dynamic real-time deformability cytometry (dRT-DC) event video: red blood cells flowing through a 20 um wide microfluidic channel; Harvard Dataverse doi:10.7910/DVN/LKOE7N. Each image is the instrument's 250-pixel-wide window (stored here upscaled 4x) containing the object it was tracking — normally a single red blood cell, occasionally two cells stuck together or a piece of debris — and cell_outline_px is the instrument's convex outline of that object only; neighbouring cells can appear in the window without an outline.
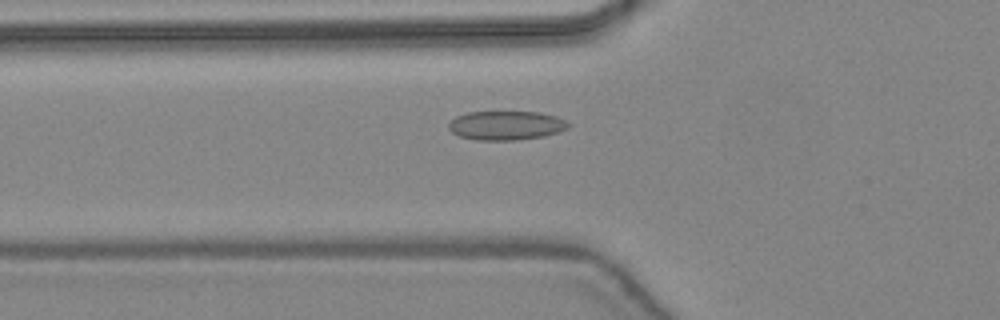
{"species": "common noctule bat (a hibernating species)", "species_latin": "Nyctalus noctula", "temperature_condition": "warm", "stored_images_in_passage": 46, "camera_frame_rate_fps": 3000, "um_per_image_px": 0.085, "animal": {"sex": "female", "body_mass_g": 24.6, "forearm_length_mm": 56.2}, "frame": {"image": 1, "passage_image": 17, "time_ms": 5.333, "image_size_px": [1000, 320], "cell_outline_px": [[568, 128], [544, 136], [516, 140], [476, 140], [460, 136], [452, 132], [448, 128], [448, 124], [456, 116], [468, 112], [540, 112], [556, 116], [564, 120], [568, 124]], "centroid_in_image_um": [42.99, 10.66], "position_along_channel_um": 82.8, "area_um2": 20.11}}
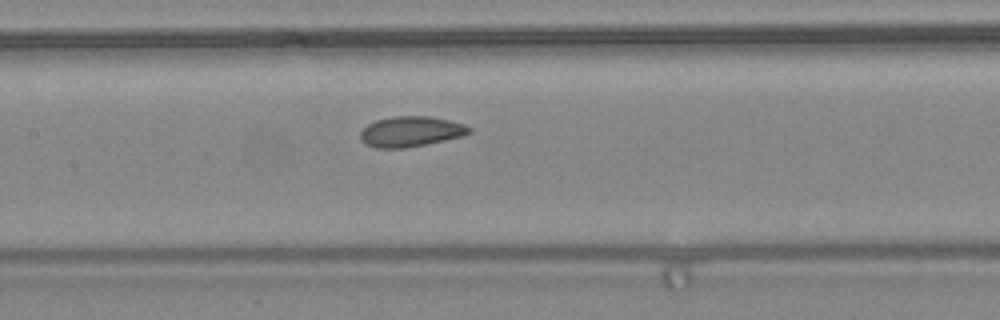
{"frame": {"image": 2, "passage_image": 23, "time_ms": 7.333, "image_size_px": [1000, 320], "cell_outline_px": [[472, 132], [464, 136], [404, 148], [376, 148], [364, 144], [360, 136], [360, 132], [368, 124], [376, 120], [392, 116], [428, 116], [448, 120], [464, 124], [472, 128]], "centroid_in_image_um": [34.92, 11.18], "position_along_channel_um": 172.5, "area_um2": 19.25}}
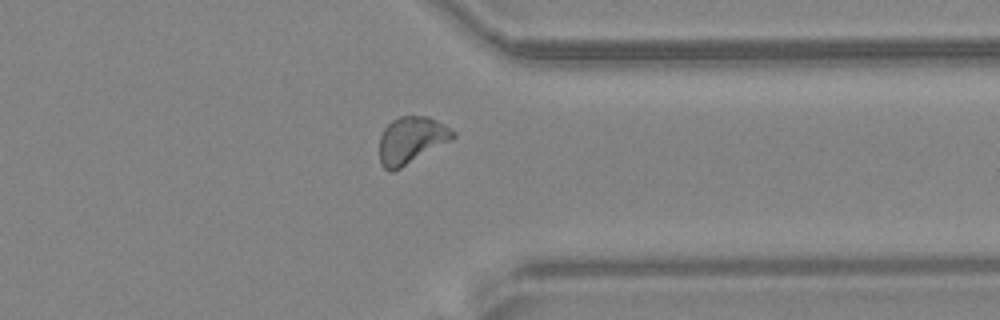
{"frame": {"image": 3, "passage_image": 37, "time_ms": 12.0, "image_size_px": [1000, 320], "cell_outline_px": [[456, 136], [452, 140], [400, 168], [392, 172], [388, 172], [380, 164], [380, 136], [384, 128], [392, 120], [400, 116], [428, 116], [444, 124], [456, 132]], "centroid_in_image_um": [34.96, 11.91], "position_along_channel_um": 376.4, "area_um2": 20.11}, "authors_computed_cell_mechanics": {"area_um2": 19.7965, "velocity_mm_per_s": 4.4333, "shape_relaxation_time_tau1_ms": 5.1961, "shape_relaxation_time_tau2_ms": 1.9171, "deformation_change_tau1": 0.0979, "deformation_change_tau2": 0.0604}}